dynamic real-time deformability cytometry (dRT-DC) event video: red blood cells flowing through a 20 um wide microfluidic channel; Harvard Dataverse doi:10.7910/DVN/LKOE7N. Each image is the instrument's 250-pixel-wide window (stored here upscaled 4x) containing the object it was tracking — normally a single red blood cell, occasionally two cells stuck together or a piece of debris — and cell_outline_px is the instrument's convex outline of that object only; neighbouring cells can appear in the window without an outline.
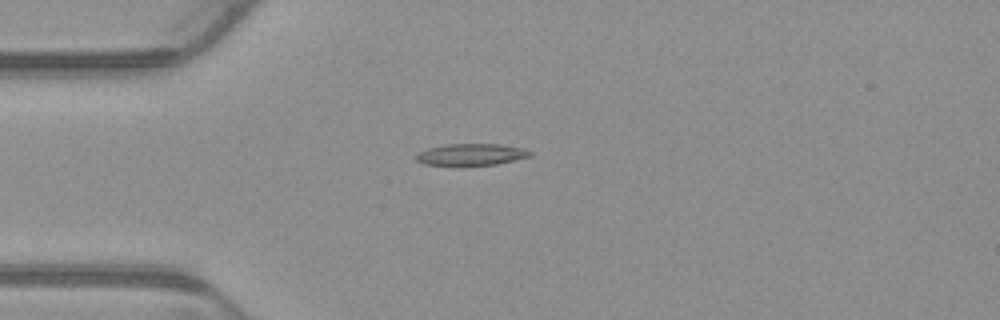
{"species": "common noctule bat (a hibernating species)", "species_latin": "Nyctalus noctula", "temperature_condition": "warm", "stored_images_in_passage": 4, "camera_frame_rate_fps": 3000, "um_per_image_px": 0.085, "animal": {"sex": "male", "body_mass_g": 23.1, "forearm_length_mm": 52.7}, "frame": {"image": 1, "passage_image": 2, "time_ms": 0.333, "image_size_px": [1000, 320], "cell_outline_px": [[532, 156], [496, 164], [424, 164], [416, 160], [416, 156], [420, 152], [428, 148], [444, 144], [500, 144], [524, 148], [532, 152]], "centroid_in_image_um": [40.1, 13.11], "position_along_channel_um": 44.9, "area_um2": 14.05}}
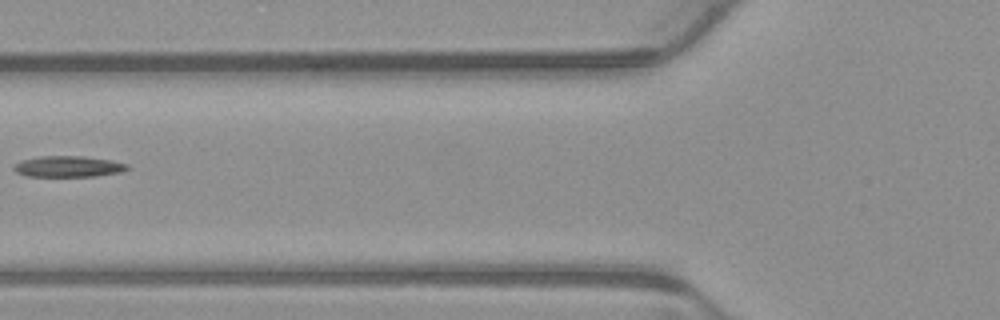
{"frame": {"image": 2, "passage_image": 4, "time_ms": 1.0, "image_size_px": [1000, 320], "cell_outline_px": [[132, 168], [120, 172], [96, 176], [24, 176], [16, 172], [12, 168], [20, 160], [40, 156], [84, 156], [112, 160], [128, 164]], "centroid_in_image_um": [5.82, 14.15], "position_along_channel_um": 120.0, "area_um2": 14.05}}